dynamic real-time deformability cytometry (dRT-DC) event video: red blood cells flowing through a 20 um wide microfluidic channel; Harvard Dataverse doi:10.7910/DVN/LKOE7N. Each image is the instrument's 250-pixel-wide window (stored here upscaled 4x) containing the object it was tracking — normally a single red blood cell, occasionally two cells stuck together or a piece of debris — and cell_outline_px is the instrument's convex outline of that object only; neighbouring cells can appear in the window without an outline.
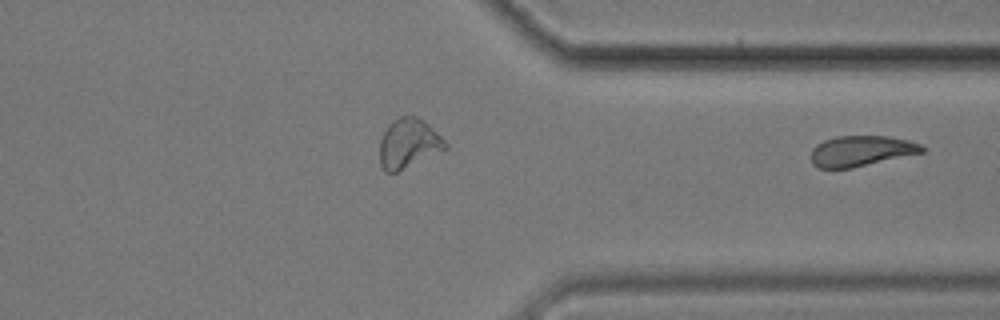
{"species": "common noctule bat (a hibernating species)", "species_latin": "Nyctalus noctula", "temperature_condition": "cold", "stored_images_in_passage": 37, "segment_of_instrument_passage": [2, 2], "camera_frame_rate_fps": 3000, "um_per_image_px": 0.085, "animal": {"sex": "male", "body_mass_g": 17.9}, "frame": {"image": 1, "passage_image": 37, "time_ms": 12.0, "image_size_px": [1000, 320], "cell_outline_px": [[924, 152], [852, 168], [816, 168], [812, 164], [812, 148], [816, 144], [824, 140], [836, 136], [888, 136], [908, 140], [920, 144], [924, 148]], "centroid_in_image_um": [73.18, 12.83], "position_along_channel_um": 338.2, "area_um2": 19.77}}